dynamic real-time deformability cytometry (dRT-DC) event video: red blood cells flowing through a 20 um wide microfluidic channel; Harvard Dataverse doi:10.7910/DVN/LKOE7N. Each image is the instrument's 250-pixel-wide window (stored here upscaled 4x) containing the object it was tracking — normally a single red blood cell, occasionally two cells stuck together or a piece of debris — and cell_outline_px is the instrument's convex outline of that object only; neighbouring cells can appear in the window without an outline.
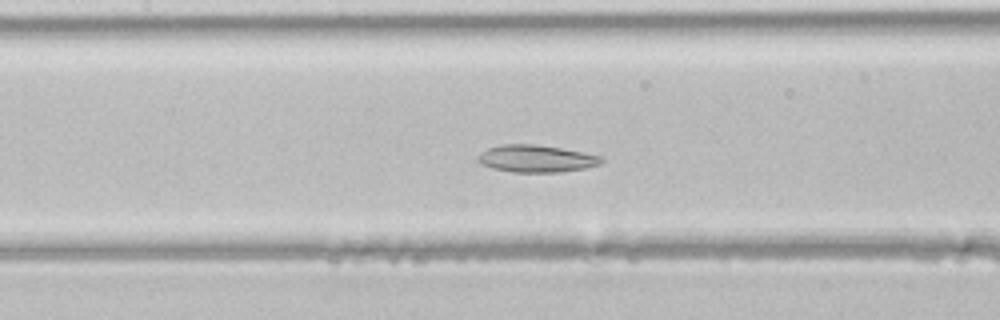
{"species": "common noctule bat (a hibernating species)", "species_latin": "Nyctalus noctula", "temperature_condition": "room temperature", "stored_images_in_passage": 45, "camera_frame_rate_fps": 3000, "um_per_image_px": 0.085, "animal": {"sex": "male", "body_mass_g": 21.5, "forearm_length_mm": 52.0}, "frame": {"image": 1, "passage_image": 21, "time_ms": 6.667, "image_size_px": [1000, 320], "cell_outline_px": [[604, 160], [600, 164], [584, 168], [560, 172], [512, 172], [492, 168], [480, 164], [476, 160], [480, 152], [488, 148], [500, 144], [536, 144], [560, 148], [604, 156]], "centroid_in_image_um": [45.56, 13.48], "position_along_channel_um": 161.8, "area_um2": 19.71}}
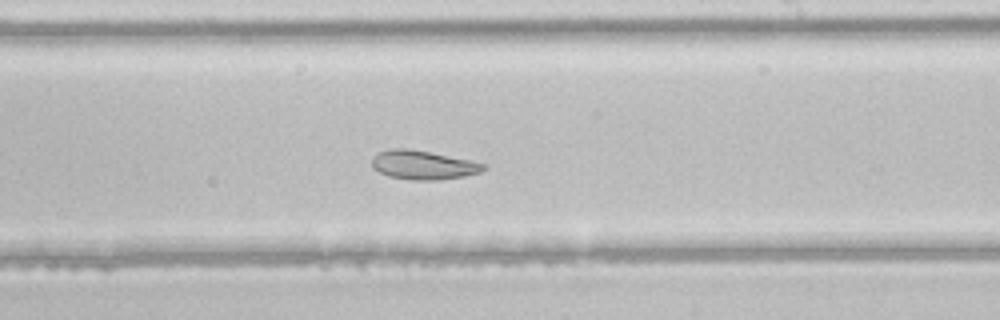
{"frame": {"image": 2, "passage_image": 27, "time_ms": 8.667, "image_size_px": [1000, 320], "cell_outline_px": [[488, 168], [480, 172], [464, 176], [440, 180], [412, 180], [388, 176], [372, 168], [372, 156], [376, 152], [388, 148], [408, 148], [472, 160], [484, 164]], "centroid_in_image_um": [35.94, 14.01], "position_along_channel_um": 253.1, "area_um2": 19.07}}
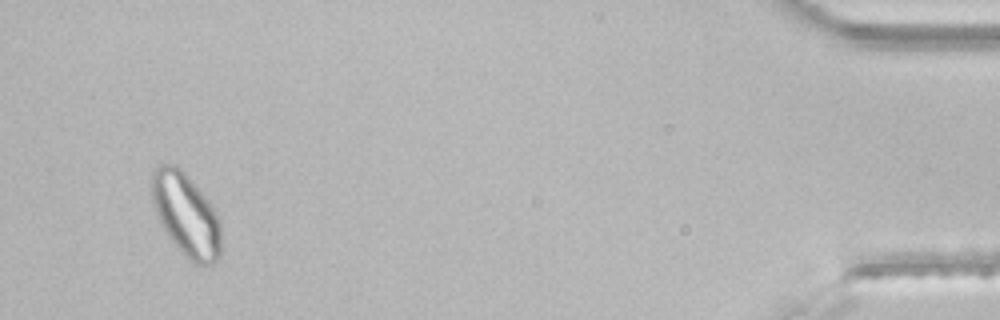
{"frame": {"image": 3, "passage_image": 43, "time_ms": 14.0, "image_size_px": [1000, 320], "cell_outline_px": [[220, 256], [212, 264], [196, 264], [188, 260], [168, 236], [160, 224], [152, 200], [152, 172], [160, 164], [172, 164], [180, 168], [188, 176], [212, 204], [220, 220]], "centroid_in_image_um": [15.82, 18.25], "position_along_channel_um": 419.4, "area_um2": 33.41}}